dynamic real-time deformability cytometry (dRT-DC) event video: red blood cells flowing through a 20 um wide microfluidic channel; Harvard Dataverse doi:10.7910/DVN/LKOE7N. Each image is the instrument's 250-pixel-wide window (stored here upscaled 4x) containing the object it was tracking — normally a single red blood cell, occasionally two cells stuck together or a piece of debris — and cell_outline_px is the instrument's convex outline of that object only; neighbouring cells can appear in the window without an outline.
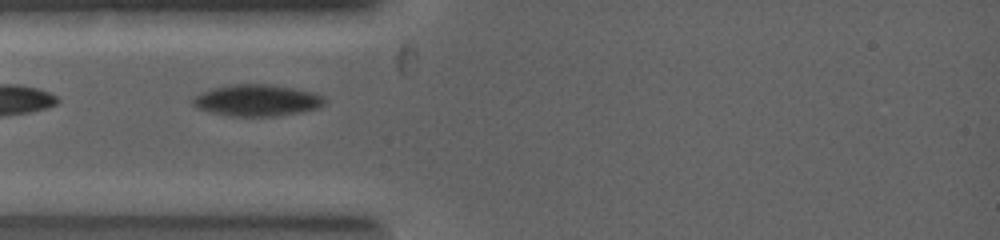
{"species": "common noctule bat (a hibernating species)", "species_latin": "Nyctalus noctula", "temperature_condition": "warm", "stored_images_in_passage": 5, "camera_frame_rate_fps": 5000, "um_per_image_px": 0.085, "animal": {"sex": "female", "body_mass_g": 19.0, "forearm_length_mm": 53.3}, "frame": {"image": 1, "passage_image": 3, "time_ms": 0.4, "image_size_px": [1000, 240], "cell_outline_px": [[324, 100], [320, 108], [280, 116], [232, 116], [212, 112], [196, 108], [192, 104], [192, 100], [196, 96], [204, 92], [216, 88], [236, 84], [264, 84], [288, 88], [308, 92], [320, 96]], "centroid_in_image_um": [21.81, 8.55], "position_along_channel_um": 63.2, "area_um2": 23.47}}